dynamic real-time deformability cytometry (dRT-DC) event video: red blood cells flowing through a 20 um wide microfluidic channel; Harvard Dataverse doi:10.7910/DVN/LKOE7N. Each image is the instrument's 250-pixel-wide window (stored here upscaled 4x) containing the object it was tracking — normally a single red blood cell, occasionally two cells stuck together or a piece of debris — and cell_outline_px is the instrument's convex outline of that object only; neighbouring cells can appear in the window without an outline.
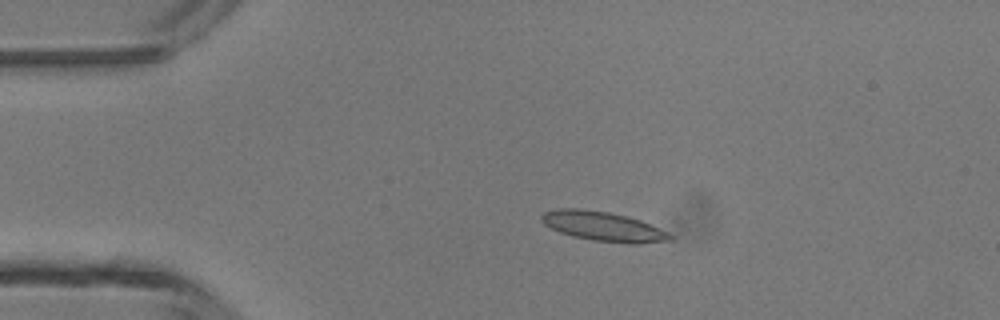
{"species": "common noctule bat (a hibernating species)", "species_latin": "Nyctalus noctula", "temperature_condition": "room temperature", "stored_images_in_passage": 38, "camera_frame_rate_fps": 3000, "um_per_image_px": 0.085, "animal": {"sex": "male", "body_mass_g": 13.3}, "frame": {"image": 1, "passage_image": 1, "time_ms": 0.0, "image_size_px": [1000, 320], "cell_outline_px": [[672, 240], [640, 244], [632, 244], [592, 240], [572, 236], [560, 232], [544, 224], [540, 220], [540, 216], [544, 212], [556, 208], [580, 208], [608, 212], [628, 216], [640, 220], [668, 232], [672, 236]], "centroid_in_image_um": [51.25, 19.24], "position_along_channel_um": 33.7, "area_um2": 22.2}}
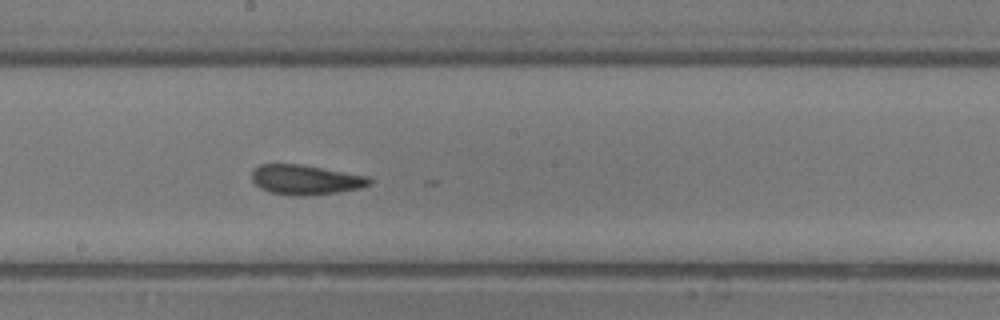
{"frame": {"image": 2, "passage_image": 17, "time_ms": 5.333, "image_size_px": [1000, 320], "cell_outline_px": [[372, 184], [360, 188], [336, 192], [304, 196], [296, 196], [268, 192], [260, 188], [252, 180], [252, 172], [260, 164], [300, 164], [368, 176], [372, 180]], "centroid_in_image_um": [25.97, 15.28], "position_along_channel_um": 222.2, "area_um2": 20.35}}
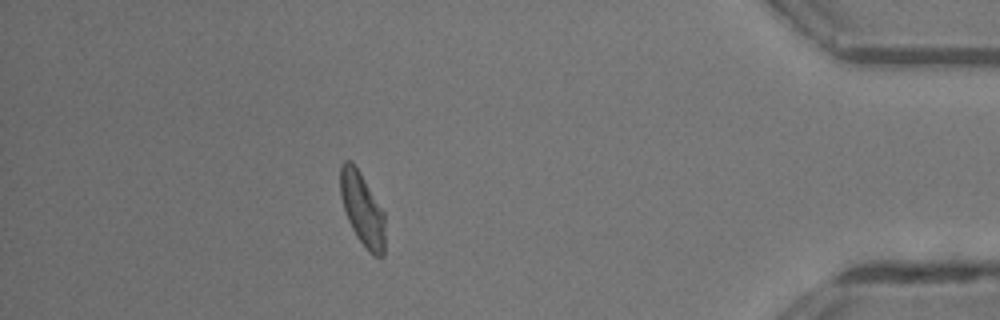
{"frame": {"image": 3, "passage_image": 33, "time_ms": 10.667, "image_size_px": [1000, 320], "cell_outline_px": [[384, 256], [372, 256], [368, 252], [356, 236], [348, 220], [340, 196], [340, 164], [344, 160], [352, 160], [360, 172], [384, 212]], "centroid_in_image_um": [30.78, 17.76], "position_along_channel_um": 404.4, "area_um2": 19.07}, "authors_computed_cell_mechanics": {"area_um2": 19.8543, "velocity_mm_per_s": 4.3547, "shape_relaxation_time_tau1_ms": null, "shape_relaxation_time_tau2_ms": 2.7908, "deformation_change_tau1": null, "deformation_change_tau2": 0.1083}}